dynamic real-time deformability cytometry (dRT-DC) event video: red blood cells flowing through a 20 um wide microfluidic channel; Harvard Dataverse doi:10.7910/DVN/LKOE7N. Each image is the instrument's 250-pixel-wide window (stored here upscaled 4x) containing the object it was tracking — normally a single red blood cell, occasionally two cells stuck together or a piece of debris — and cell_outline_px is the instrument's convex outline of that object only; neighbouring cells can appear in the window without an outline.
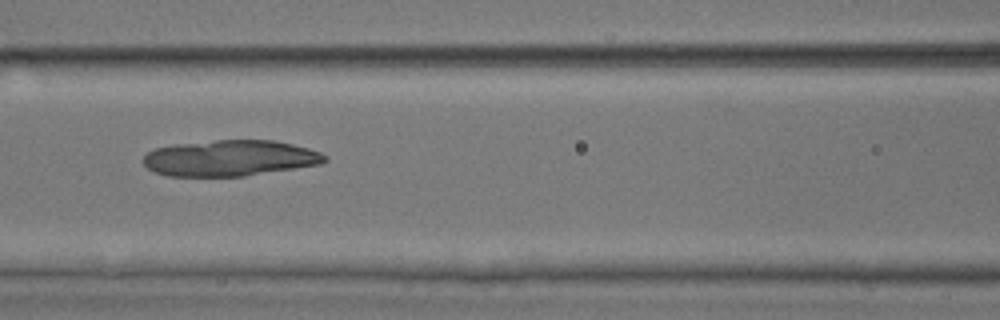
{"species": "common noctule bat (a hibernating species)", "species_latin": "Nyctalus noctula", "temperature_condition": "room temperature", "stored_images_in_passage": 9, "camera_frame_rate_fps": 3000, "um_per_image_px": 0.085, "animal": {"sex": "male", "body_mass_g": 17.9, "forearm_length_mm": 54.2}, "frame": {"image": 1, "passage_image": 7, "time_ms": 2.0, "image_size_px": [1000, 320], "cell_outline_px": [[328, 160], [320, 164], [244, 176], [168, 176], [152, 172], [144, 164], [144, 156], [148, 152], [156, 148], [176, 144], [216, 140], [272, 140], [292, 144], [308, 148], [320, 152], [328, 156]], "centroid_in_image_um": [19.54, 13.44], "position_along_channel_um": 147.1, "area_um2": 37.97}}